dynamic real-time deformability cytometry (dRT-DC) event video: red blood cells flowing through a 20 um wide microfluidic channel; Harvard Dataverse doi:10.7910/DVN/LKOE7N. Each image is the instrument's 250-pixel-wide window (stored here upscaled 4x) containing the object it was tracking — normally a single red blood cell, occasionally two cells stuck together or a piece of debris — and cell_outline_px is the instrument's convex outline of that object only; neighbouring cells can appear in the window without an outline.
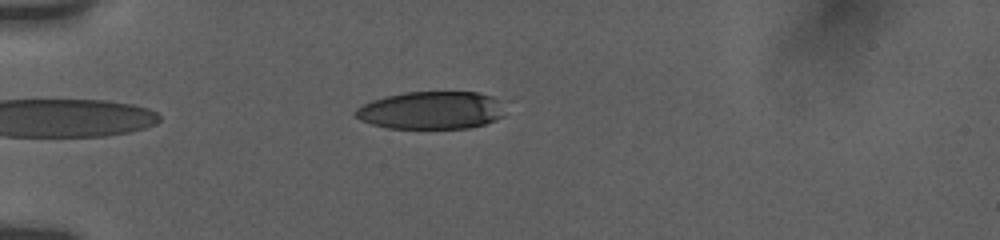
{"species": "human", "species_latin": "Homo sapiens", "temperature_condition": "room temperature", "stored_images_in_passage": 21, "camera_frame_rate_fps": 3000, "um_per_image_px": 0.085, "donor": {"sex": "female"}, "frame": {"image": 1, "passage_image": 1, "time_ms": 0.0, "image_size_px": [1000, 240], "cell_outline_px": [[504, 116], [496, 120], [484, 124], [468, 128], [388, 128], [372, 124], [360, 120], [352, 112], [356, 108], [372, 100], [384, 96], [404, 92], [476, 92], [492, 96], [496, 100]], "centroid_in_image_um": [36.59, 9.38], "position_along_channel_um": 48.4, "area_um2": 32.71}}
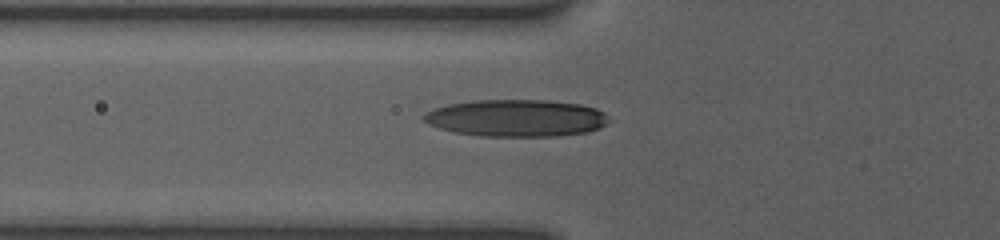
{"frame": {"image": 2, "passage_image": 16, "time_ms": 1.667, "image_size_px": [1000, 240], "cell_outline_px": [[612, 120], [600, 128], [588, 132], [560, 136], [484, 136], [456, 132], [440, 128], [428, 124], [424, 120], [424, 116], [428, 112], [436, 108], [448, 104], [472, 100], [548, 100], [580, 104], [596, 108], [604, 112]], "centroid_in_image_um": [43.96, 10.03], "position_along_channel_um": 81.8, "area_um2": 40.06}}